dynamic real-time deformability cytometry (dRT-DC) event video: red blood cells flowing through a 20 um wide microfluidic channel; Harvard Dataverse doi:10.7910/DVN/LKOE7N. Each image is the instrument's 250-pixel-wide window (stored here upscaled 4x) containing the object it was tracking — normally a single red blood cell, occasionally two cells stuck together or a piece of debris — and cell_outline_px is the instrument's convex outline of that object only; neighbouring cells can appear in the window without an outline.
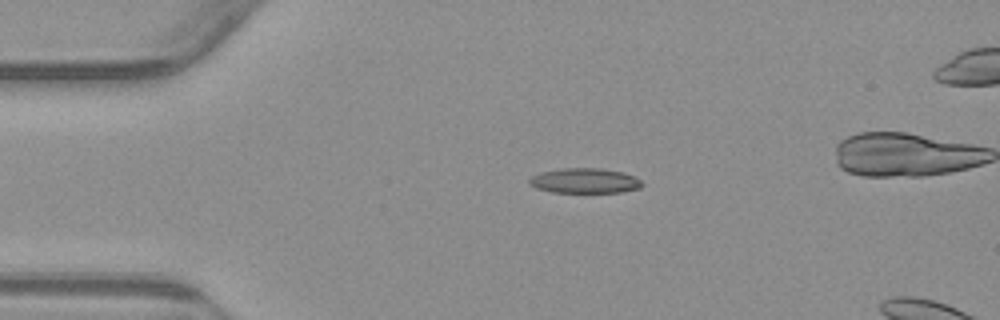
{"species": "common noctule bat (a hibernating species)", "species_latin": "Nyctalus noctula", "temperature_condition": "warm", "stored_images_in_passage": 50, "camera_frame_rate_fps": 3000, "um_per_image_px": 0.085, "animal": {"sex": "male", "body_mass_g": 23.1, "forearm_length_mm": 52.7}, "frame": {"image": 1, "passage_image": 12, "time_ms": 3.667, "image_size_px": [1000, 320], "cell_outline_px": [[644, 184], [640, 188], [620, 192], [552, 192], [536, 188], [528, 184], [528, 180], [532, 176], [540, 172], [560, 168], [600, 168], [624, 172], [640, 180]], "centroid_in_image_um": [49.68, 15.36], "position_along_channel_um": 35.3, "area_um2": 16.47}}
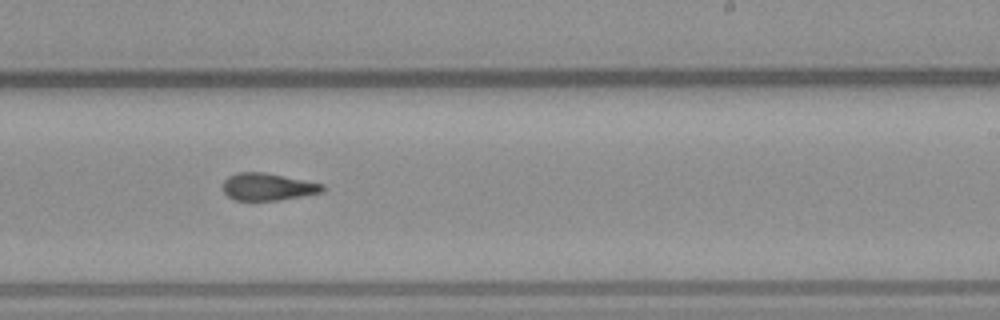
{"frame": {"image": 2, "passage_image": 33, "time_ms": 10.667, "image_size_px": [1000, 320], "cell_outline_px": [[324, 188], [320, 192], [280, 200], [236, 200], [228, 196], [224, 192], [224, 180], [228, 176], [236, 172], [264, 172], [324, 184]], "centroid_in_image_um": [22.73, 15.87], "position_along_channel_um": 266.3, "area_um2": 15.61}}
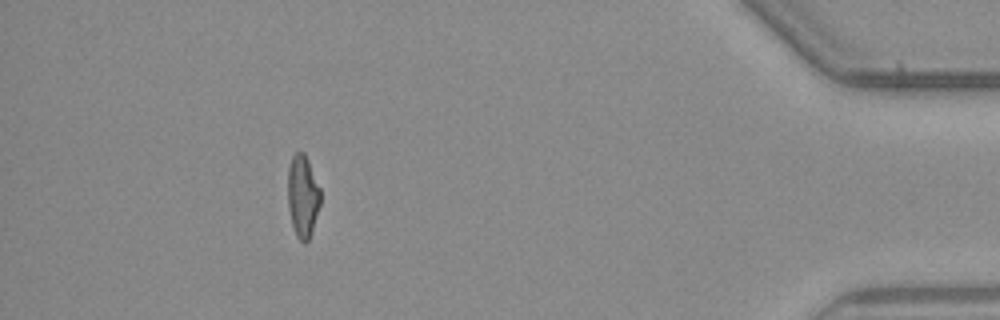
{"frame": {"image": 3, "passage_image": 49, "time_ms": 16.0, "image_size_px": [1000, 320], "cell_outline_px": [[320, 204], [308, 240], [304, 244], [296, 236], [292, 224], [288, 208], [288, 168], [292, 156], [296, 152], [304, 152], [308, 160], [320, 188]], "centroid_in_image_um": [25.72, 16.65], "position_along_channel_um": 409.5, "area_um2": 15.49}}